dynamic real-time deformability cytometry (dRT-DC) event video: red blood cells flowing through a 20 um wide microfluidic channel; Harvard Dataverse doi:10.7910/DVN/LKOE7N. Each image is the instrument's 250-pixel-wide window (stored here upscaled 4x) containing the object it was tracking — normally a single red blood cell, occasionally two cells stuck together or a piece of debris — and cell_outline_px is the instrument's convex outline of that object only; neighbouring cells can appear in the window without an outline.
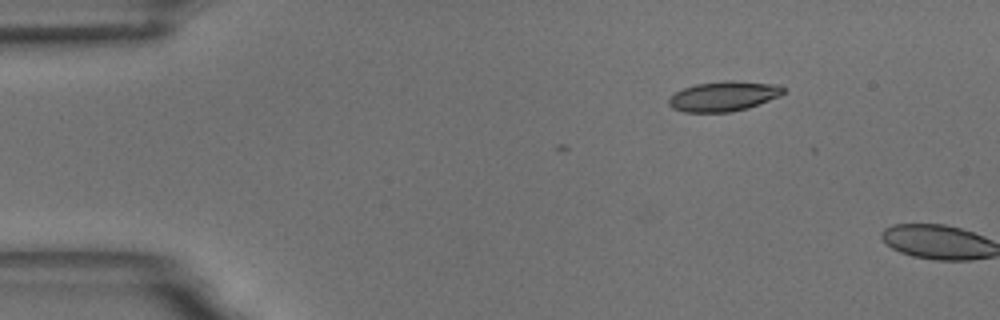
{"species": "common noctule bat (a hibernating species)", "species_latin": "Nyctalus noctula", "temperature_condition": "room temperature", "stored_images_in_passage": 2, "camera_frame_rate_fps": 3000, "um_per_image_px": 0.085, "animal": {"sex": "male", "body_mass_g": 18.8}, "frame": {"image": 1, "passage_image": 1, "time_ms": 0.0, "image_size_px": [1000, 320], "cell_outline_px": [[784, 92], [780, 96], [748, 108], [732, 112], [684, 112], [672, 108], [668, 104], [668, 100], [676, 92], [684, 88], [696, 84], [724, 80], [736, 80], [780, 84], [784, 88]], "centroid_in_image_um": [61.54, 8.17], "position_along_channel_um": 23.5, "area_um2": 20.17}}